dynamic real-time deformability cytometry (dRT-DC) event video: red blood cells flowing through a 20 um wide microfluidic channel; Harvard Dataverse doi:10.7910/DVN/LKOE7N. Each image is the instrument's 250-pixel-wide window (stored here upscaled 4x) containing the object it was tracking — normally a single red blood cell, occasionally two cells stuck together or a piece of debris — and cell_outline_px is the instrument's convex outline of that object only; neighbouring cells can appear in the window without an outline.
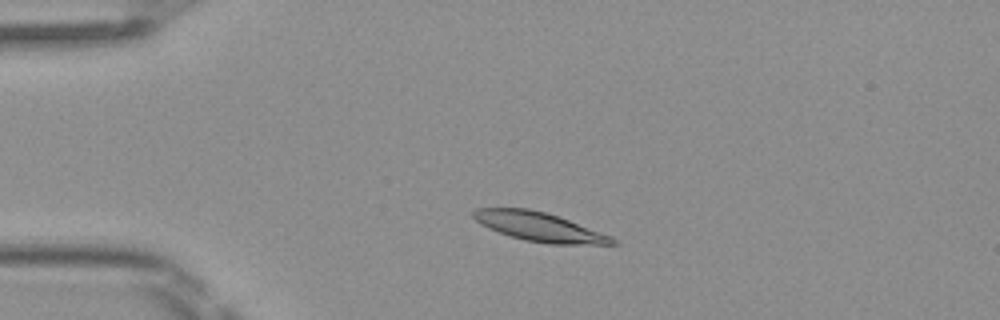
{"species": "Egyptian fruit bat (a non-hibernating species)", "species_latin": "Rousettus aegyptiacus", "temperature_condition": "room temperature", "stored_images_in_passage": 4, "camera_frame_rate_fps": 3000, "um_per_image_px": 0.085, "frame": {"image": 1, "passage_image": 3, "time_ms": 0.667, "image_size_px": [1000, 320], "cell_outline_px": [[620, 244], [548, 244], [524, 240], [488, 228], [480, 224], [472, 216], [472, 212], [476, 208], [528, 208], [544, 212], [568, 220], [612, 236]], "centroid_in_image_um": [45.83, 19.28], "position_along_channel_um": 39.2, "area_um2": 23.24}}